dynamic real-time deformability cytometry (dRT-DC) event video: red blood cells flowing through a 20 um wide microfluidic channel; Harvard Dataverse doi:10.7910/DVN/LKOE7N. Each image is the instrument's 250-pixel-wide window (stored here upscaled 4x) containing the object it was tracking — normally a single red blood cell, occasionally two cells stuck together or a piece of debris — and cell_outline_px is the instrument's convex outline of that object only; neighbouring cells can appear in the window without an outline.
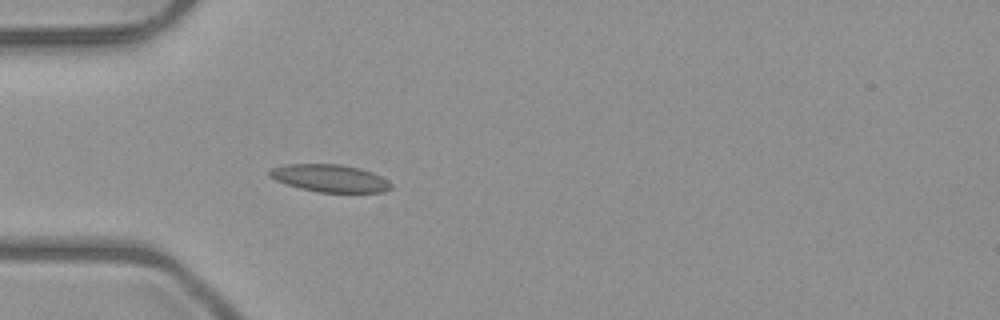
{"species": "common noctule bat (a hibernating species)", "species_latin": "Nyctalus noctula", "temperature_condition": "room temperature", "stored_images_in_passage": 3, "camera_frame_rate_fps": 3000, "um_per_image_px": 0.085, "animal": {"sex": "male", "body_mass_g": 23.1, "forearm_length_mm": 52.7}, "frame": {"image": 1, "passage_image": 3, "time_ms": 3.333, "image_size_px": [1000, 320], "cell_outline_px": [[392, 188], [384, 192], [316, 192], [300, 188], [276, 180], [268, 176], [268, 172], [272, 168], [288, 164], [340, 164], [360, 168], [372, 172], [388, 180], [392, 184]], "centroid_in_image_um": [28.06, 15.15], "position_along_channel_um": 56.9, "area_um2": 19.42}}